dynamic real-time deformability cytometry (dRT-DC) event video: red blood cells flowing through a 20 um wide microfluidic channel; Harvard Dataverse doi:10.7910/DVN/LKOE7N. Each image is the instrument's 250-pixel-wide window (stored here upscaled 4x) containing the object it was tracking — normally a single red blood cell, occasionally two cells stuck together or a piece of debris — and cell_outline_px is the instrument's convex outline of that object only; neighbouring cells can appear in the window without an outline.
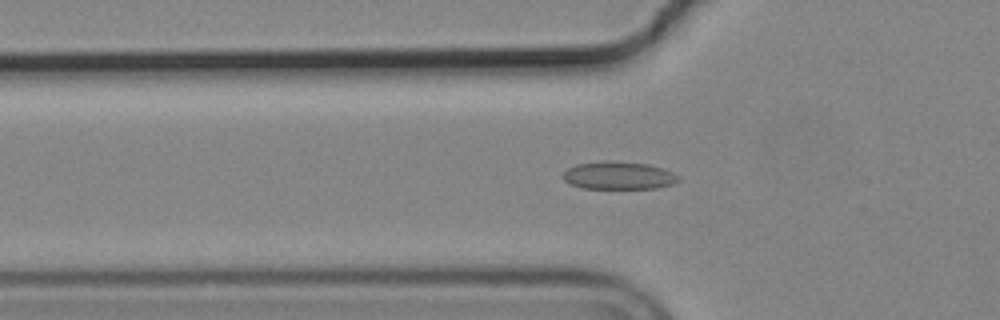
{"species": "common noctule bat (a hibernating species)", "species_latin": "Nyctalus noctula", "temperature_condition": "cold", "stored_images_in_passage": 57, "segment_of_instrument_passage": [1, 2], "camera_frame_rate_fps": 3000, "um_per_image_px": 0.085, "animal": {"sex": "male", "body_mass_g": 19.2, "forearm_length_mm": 51.8}, "frame": {"image": 1, "passage_image": 19, "time_ms": 6.0, "image_size_px": [1000, 320], "cell_outline_px": [[680, 180], [672, 184], [656, 188], [584, 188], [572, 184], [564, 180], [564, 172], [568, 168], [576, 164], [604, 160], [608, 160], [648, 164], [664, 168], [680, 176]], "centroid_in_image_um": [52.62, 14.9], "position_along_channel_um": 73.2, "area_um2": 18.67}}
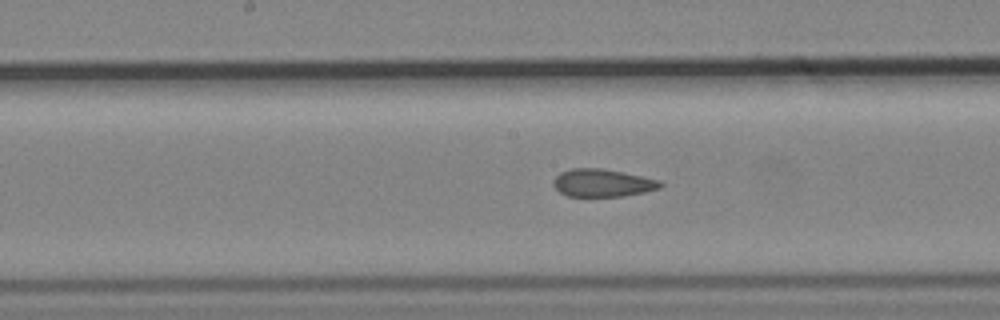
{"frame": {"image": 2, "passage_image": 29, "time_ms": 9.333, "image_size_px": [1000, 320], "cell_outline_px": [[664, 184], [660, 188], [644, 192], [624, 196], [568, 196], [560, 192], [552, 184], [552, 180], [560, 172], [572, 168], [600, 168], [624, 172], [660, 180]], "centroid_in_image_um": [51.21, 15.54], "position_along_channel_um": 197.0, "area_um2": 17.34}}
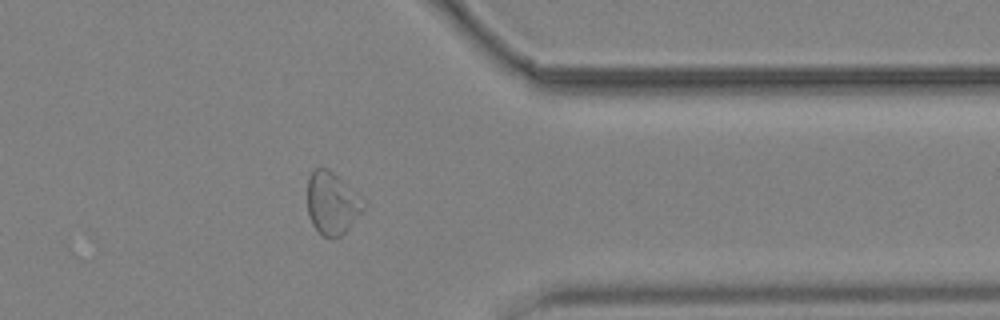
{"frame": {"image": 3, "passage_image": 45, "time_ms": 14.667, "image_size_px": [1000, 320], "cell_outline_px": [[368, 204], [344, 232], [340, 236], [332, 240], [324, 236], [312, 224], [308, 216], [308, 176], [316, 168], [328, 168]], "centroid_in_image_um": [28.21, 17.29], "position_along_channel_um": 383.2, "area_um2": 20.11}}